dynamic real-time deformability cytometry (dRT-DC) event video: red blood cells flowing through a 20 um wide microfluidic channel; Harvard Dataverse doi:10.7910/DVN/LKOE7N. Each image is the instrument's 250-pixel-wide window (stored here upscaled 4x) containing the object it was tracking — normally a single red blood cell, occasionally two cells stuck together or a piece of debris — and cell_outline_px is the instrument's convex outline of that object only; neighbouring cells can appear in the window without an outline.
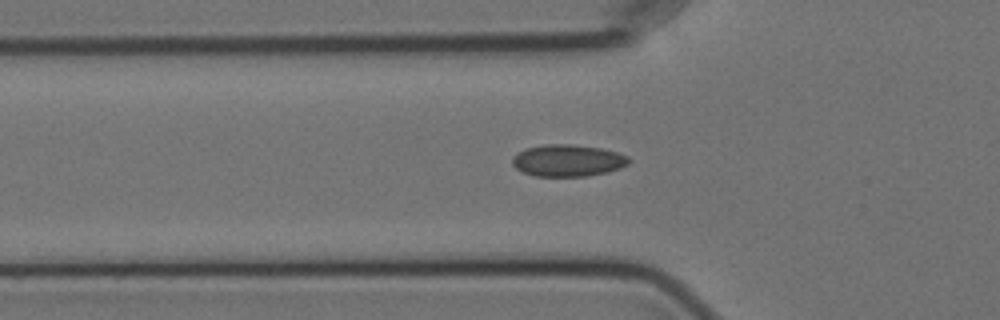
{"species": "Egyptian fruit bat (a non-hibernating species)", "species_latin": "Rousettus aegyptiacus", "temperature_condition": "cold", "stored_images_in_passage": 49, "camera_frame_rate_fps": 3000, "um_per_image_px": 0.085, "animal": {"sex": "female"}, "frame": {"image": 1, "passage_image": 11, "time_ms": 3.333, "image_size_px": [1000, 320], "cell_outline_px": [[632, 160], [628, 164], [620, 168], [608, 172], [588, 176], [536, 176], [524, 172], [516, 168], [512, 164], [512, 156], [528, 148], [544, 144], [572, 144], [600, 148], [616, 152], [628, 156]], "centroid_in_image_um": [48.29, 13.64], "position_along_channel_um": 77.5, "area_um2": 21.62}}
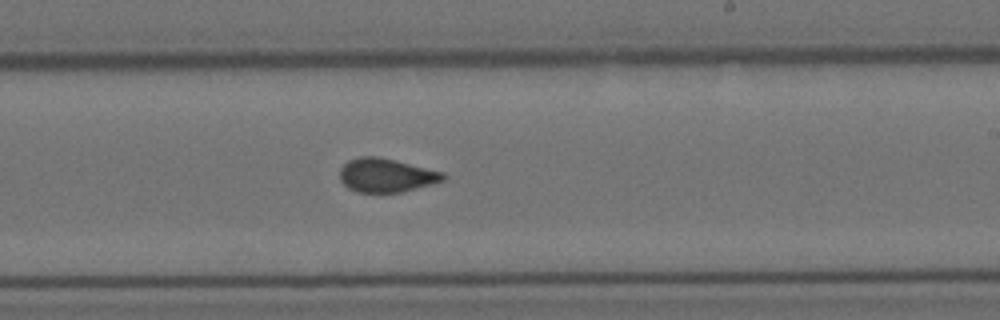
{"frame": {"image": 2, "passage_image": 26, "time_ms": 8.333, "image_size_px": [1000, 320], "cell_outline_px": [[448, 176], [444, 180], [404, 192], [356, 192], [348, 188], [340, 180], [340, 168], [348, 160], [360, 156], [380, 156], [444, 172]], "centroid_in_image_um": [32.83, 14.89], "position_along_channel_um": 256.2, "area_um2": 20.52}}
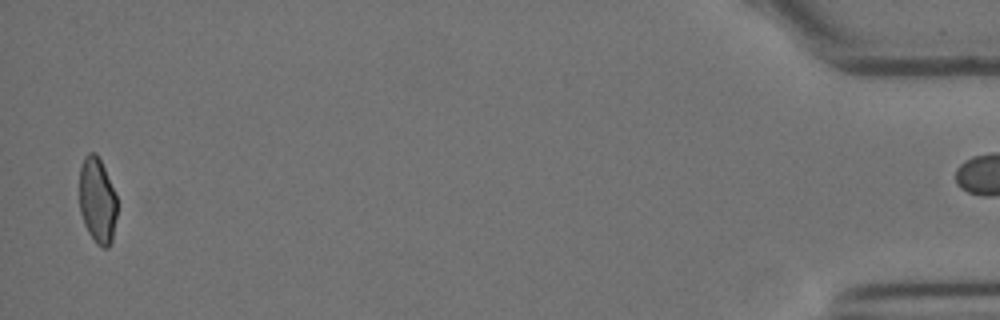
{"frame": {"image": 3, "passage_image": 48, "time_ms": 15.667, "image_size_px": [1000, 320], "cell_outline_px": [[116, 216], [112, 240], [108, 248], [104, 248], [96, 244], [88, 232], [84, 224], [80, 212], [80, 168], [84, 156], [88, 152], [96, 152], [104, 168], [116, 196]], "centroid_in_image_um": [8.26, 17.05], "position_along_channel_um": 426.9, "area_um2": 18.73}}